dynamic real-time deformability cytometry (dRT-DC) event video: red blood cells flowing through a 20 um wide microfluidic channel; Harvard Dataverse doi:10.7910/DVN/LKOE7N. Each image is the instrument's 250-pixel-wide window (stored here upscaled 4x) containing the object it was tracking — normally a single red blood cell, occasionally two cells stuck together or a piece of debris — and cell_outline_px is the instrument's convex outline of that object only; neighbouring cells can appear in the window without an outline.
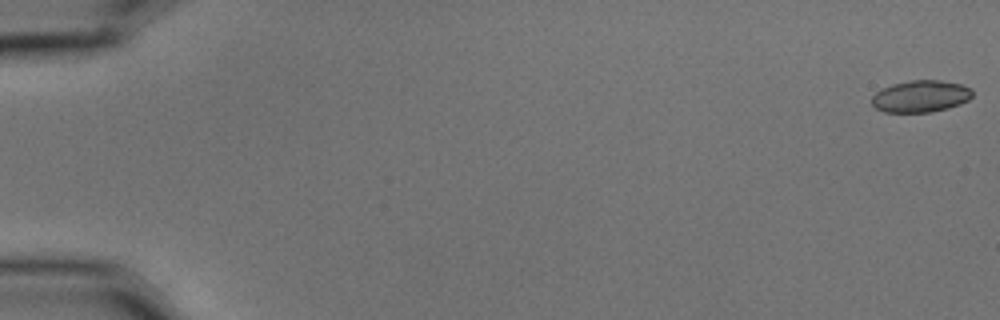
{"species": "common noctule bat (a hibernating species)", "species_latin": "Nyctalus noctula", "temperature_condition": "cold", "stored_images_in_passage": 12, "camera_frame_rate_fps": 3000, "um_per_image_px": 0.085, "animal": {"sex": "male", "body_mass_g": 15.6}, "frame": {"image": 1, "passage_image": 1, "time_ms": 0.0, "image_size_px": [1000, 320], "cell_outline_px": [[972, 96], [968, 100], [960, 104], [948, 108], [932, 112], [884, 112], [876, 108], [872, 104], [872, 96], [876, 92], [892, 84], [912, 80], [940, 80], [960, 84], [972, 88]], "centroid_in_image_um": [78.27, 8.19], "position_along_channel_um": 6.7, "area_um2": 18.67}}